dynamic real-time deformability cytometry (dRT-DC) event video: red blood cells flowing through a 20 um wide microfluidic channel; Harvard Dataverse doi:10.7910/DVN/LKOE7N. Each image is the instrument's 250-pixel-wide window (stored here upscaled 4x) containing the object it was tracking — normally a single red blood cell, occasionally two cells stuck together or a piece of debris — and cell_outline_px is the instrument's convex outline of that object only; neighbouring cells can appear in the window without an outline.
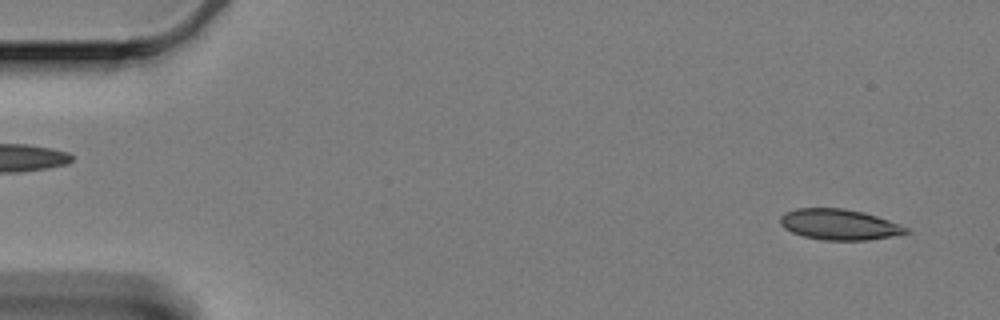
{"species": "Egyptian fruit bat (a non-hibernating species)", "species_latin": "Rousettus aegyptiacus", "temperature_condition": "cold", "stored_images_in_passage": 3, "camera_frame_rate_fps": 3000, "um_per_image_px": 0.085, "animal": {"sex": "female"}, "frame": {"image": 1, "passage_image": 1, "time_ms": 0.0, "image_size_px": [1000, 320], "cell_outline_px": [[912, 232], [868, 240], [820, 240], [804, 236], [792, 232], [784, 228], [780, 224], [780, 216], [796, 208], [844, 208], [864, 212], [900, 224], [908, 228]], "centroid_in_image_um": [71.34, 19.08], "position_along_channel_um": 13.7, "area_um2": 22.48}}